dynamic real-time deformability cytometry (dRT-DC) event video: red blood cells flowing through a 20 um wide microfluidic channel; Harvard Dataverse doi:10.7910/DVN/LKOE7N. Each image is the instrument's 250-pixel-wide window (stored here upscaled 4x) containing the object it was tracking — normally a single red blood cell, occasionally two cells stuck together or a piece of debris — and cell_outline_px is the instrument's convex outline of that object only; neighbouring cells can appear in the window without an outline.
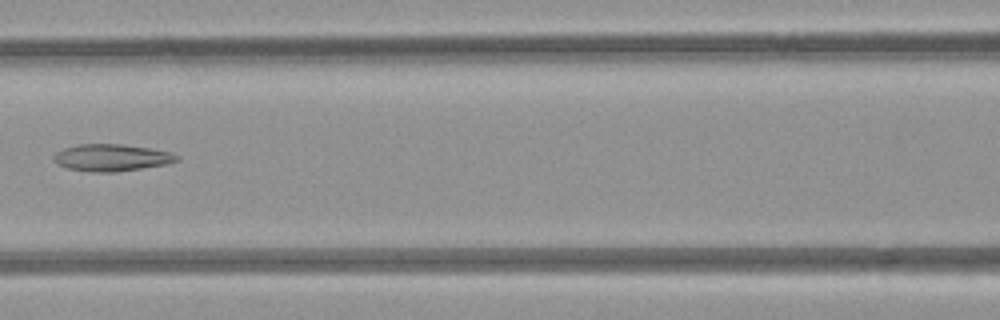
{"species": "common noctule bat (a hibernating species)", "species_latin": "Nyctalus noctula", "temperature_condition": "room temperature", "stored_images_in_passage": 6, "camera_frame_rate_fps": 3000, "um_per_image_px": 0.085, "animal": {"sex": "female", "body_mass_g": 21.9}, "frame": {"image": 1, "passage_image": 6, "time_ms": 5.667, "image_size_px": [1000, 320], "cell_outline_px": [[180, 160], [168, 164], [116, 172], [92, 172], [68, 168], [56, 164], [52, 156], [56, 152], [64, 148], [80, 144], [124, 144], [148, 148], [168, 152], [180, 156]], "centroid_in_image_um": [9.48, 13.4], "position_along_channel_um": 157.1, "area_um2": 19.36}}